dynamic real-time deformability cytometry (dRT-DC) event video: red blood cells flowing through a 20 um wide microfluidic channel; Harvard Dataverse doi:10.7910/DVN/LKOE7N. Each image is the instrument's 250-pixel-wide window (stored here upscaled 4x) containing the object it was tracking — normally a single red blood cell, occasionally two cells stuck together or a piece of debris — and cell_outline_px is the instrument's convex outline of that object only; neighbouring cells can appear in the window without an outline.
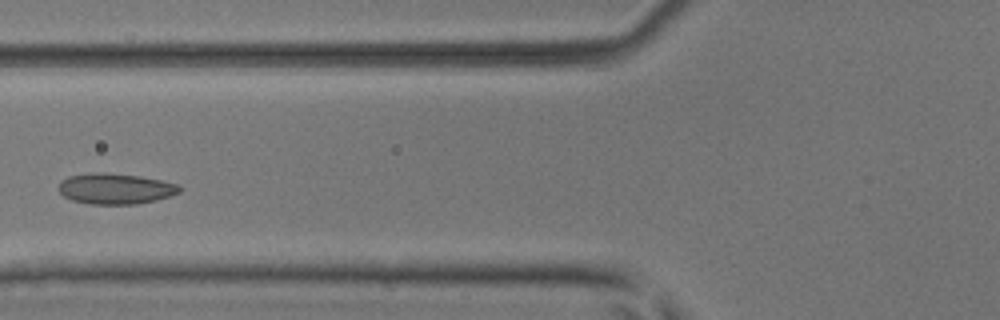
{"species": "common noctule bat (a hibernating species)", "species_latin": "Nyctalus noctula", "temperature_condition": "room temperature", "stored_images_in_passage": 5, "camera_frame_rate_fps": 3000, "um_per_image_px": 0.085, "animal": {"sex": "male", "body_mass_g": 17.9, "forearm_length_mm": 54.2}, "frame": {"image": 1, "passage_image": 4, "time_ms": 1.0, "image_size_px": [1000, 320], "cell_outline_px": [[184, 188], [180, 192], [156, 200], [136, 204], [88, 204], [72, 200], [64, 196], [56, 188], [60, 180], [68, 176], [92, 172], [100, 172], [140, 176], [160, 180], [176, 184]], "centroid_in_image_um": [9.76, 16.03], "position_along_channel_um": 116.0, "area_um2": 21.79}}
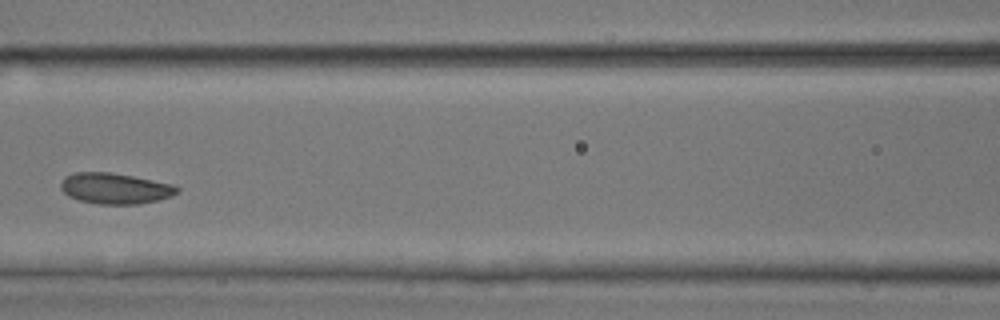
{"frame": {"image": 2, "passage_image": 5, "time_ms": 1.333, "image_size_px": [1000, 320], "cell_outline_px": [[180, 192], [156, 200], [140, 204], [96, 204], [80, 200], [68, 196], [60, 188], [60, 184], [64, 176], [76, 172], [108, 172], [132, 176], [172, 184], [180, 188]], "centroid_in_image_um": [9.75, 16.01], "position_along_channel_um": 156.9, "area_um2": 20.81}}